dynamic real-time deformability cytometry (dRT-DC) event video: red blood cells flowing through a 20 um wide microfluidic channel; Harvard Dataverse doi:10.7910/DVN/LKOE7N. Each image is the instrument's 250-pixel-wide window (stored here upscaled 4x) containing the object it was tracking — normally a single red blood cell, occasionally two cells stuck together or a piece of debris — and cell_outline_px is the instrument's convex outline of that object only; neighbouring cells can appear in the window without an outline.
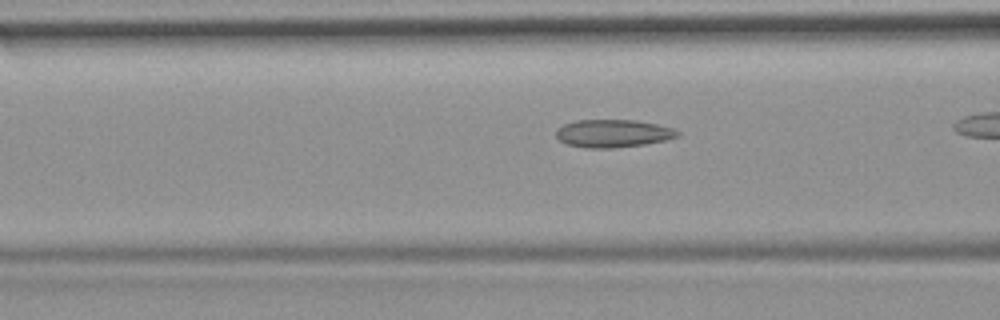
{"species": "common noctule bat (a hibernating species)", "species_latin": "Nyctalus noctula", "temperature_condition": "room temperature", "stored_images_in_passage": 10, "camera_frame_rate_fps": 3000, "um_per_image_px": 0.085, "animal": {"sex": "female", "body_mass_g": 19.9}, "frame": {"image": 1, "passage_image": 7, "time_ms": 2.0, "image_size_px": [1000, 320], "cell_outline_px": [[680, 136], [664, 140], [644, 144], [612, 148], [588, 148], [568, 144], [560, 140], [556, 136], [556, 128], [564, 124], [576, 120], [636, 120], [656, 124], [672, 128], [680, 132]], "centroid_in_image_um": [52.1, 11.33], "position_along_channel_um": 114.5, "area_um2": 19.59}}